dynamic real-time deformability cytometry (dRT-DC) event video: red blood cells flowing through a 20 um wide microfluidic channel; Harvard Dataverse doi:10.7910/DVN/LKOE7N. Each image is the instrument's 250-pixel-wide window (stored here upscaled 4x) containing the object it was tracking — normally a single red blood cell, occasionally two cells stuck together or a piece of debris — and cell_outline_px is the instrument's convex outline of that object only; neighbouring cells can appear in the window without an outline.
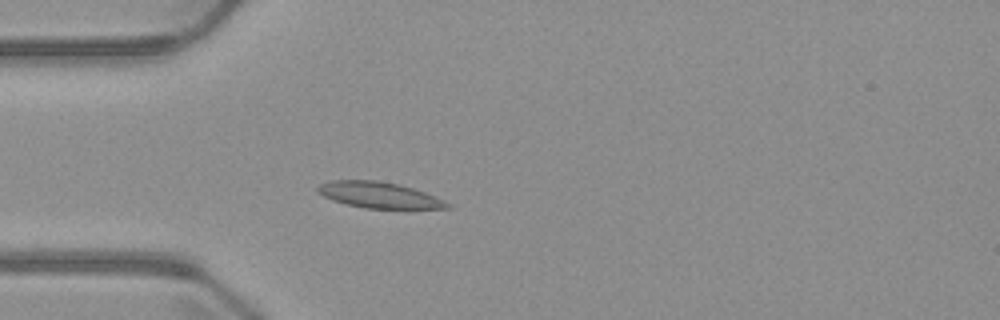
{"species": "common noctule bat (a hibernating species)", "species_latin": "Nyctalus noctula", "temperature_condition": "warm", "stored_images_in_passage": 4, "camera_frame_rate_fps": 3000, "um_per_image_px": 0.085, "animal": {"sex": "male", "body_mass_g": 23.1, "forearm_length_mm": 52.7}, "frame": {"image": 1, "passage_image": 4, "time_ms": 3.667, "image_size_px": [1000, 320], "cell_outline_px": [[452, 208], [364, 208], [344, 204], [332, 200], [316, 192], [316, 188], [320, 184], [332, 180], [376, 180], [396, 184], [412, 188], [424, 192], [444, 200], [452, 204]], "centroid_in_image_um": [32.18, 16.58], "position_along_channel_um": 52.8, "area_um2": 19.54}}